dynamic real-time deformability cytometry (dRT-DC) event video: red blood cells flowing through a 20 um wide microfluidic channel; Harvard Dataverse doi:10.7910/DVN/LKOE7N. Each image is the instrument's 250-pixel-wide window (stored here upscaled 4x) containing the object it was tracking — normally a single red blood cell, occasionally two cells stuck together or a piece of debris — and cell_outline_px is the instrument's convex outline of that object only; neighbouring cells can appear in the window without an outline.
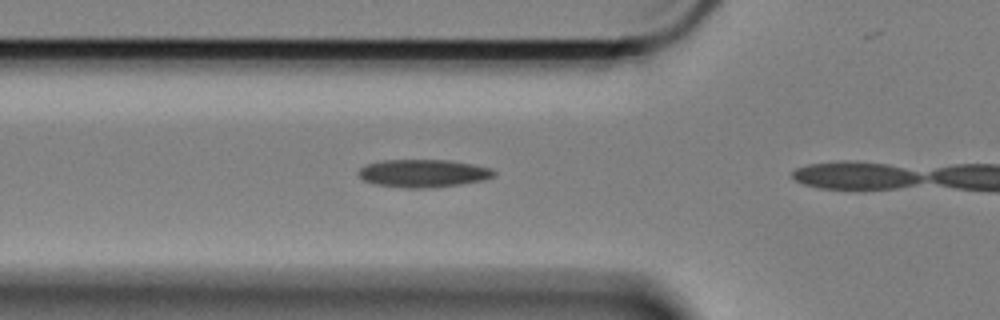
{"species": "Egyptian fruit bat (a non-hibernating species)", "species_latin": "Rousettus aegyptiacus", "temperature_condition": "cold", "stored_images_in_passage": 3, "camera_frame_rate_fps": 3000, "um_per_image_px": 0.085, "animal": {"sex": "female"}, "frame": {"image": 1, "passage_image": 2, "time_ms": 0.333, "image_size_px": [1000, 320], "cell_outline_px": [[496, 172], [492, 176], [484, 180], [460, 184], [428, 188], [404, 188], [372, 184], [364, 180], [356, 172], [360, 168], [368, 164], [384, 160], [448, 160], [472, 164], [492, 168]], "centroid_in_image_um": [35.95, 14.73], "position_along_channel_um": 89.8, "area_um2": 21.96}}